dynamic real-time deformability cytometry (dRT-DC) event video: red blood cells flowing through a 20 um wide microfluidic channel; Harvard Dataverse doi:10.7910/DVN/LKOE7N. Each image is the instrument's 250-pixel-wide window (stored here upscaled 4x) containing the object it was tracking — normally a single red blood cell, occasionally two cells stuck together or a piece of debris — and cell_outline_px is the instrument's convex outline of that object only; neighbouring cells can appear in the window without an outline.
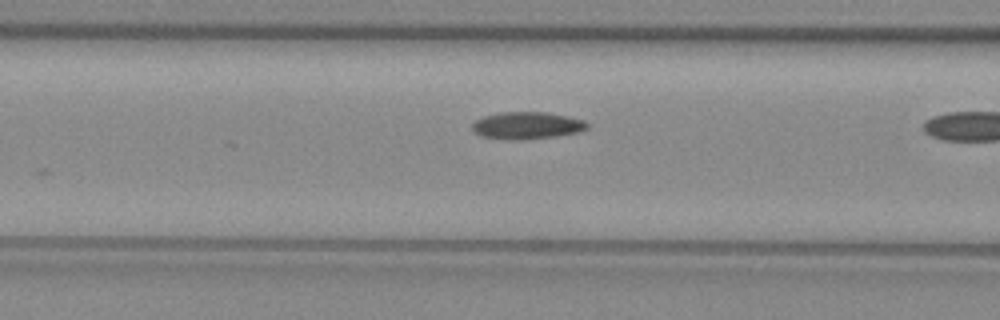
{"species": "common noctule bat (a hibernating species)", "species_latin": "Nyctalus noctula", "temperature_condition": "warm", "stored_images_in_passage": 6, "camera_frame_rate_fps": 3000, "um_per_image_px": 0.085, "animal": {"sex": "female", "body_mass_g": 29.2, "forearm_length_mm": 56.3}, "frame": {"image": 1, "passage_image": 5, "time_ms": 1.333, "image_size_px": [1000, 320], "cell_outline_px": [[588, 128], [576, 132], [556, 136], [480, 136], [472, 128], [472, 124], [476, 120], [484, 116], [500, 112], [548, 112], [568, 116], [584, 120], [588, 124]], "centroid_in_image_um": [44.85, 10.58], "position_along_channel_um": 121.8, "area_um2": 16.94}}